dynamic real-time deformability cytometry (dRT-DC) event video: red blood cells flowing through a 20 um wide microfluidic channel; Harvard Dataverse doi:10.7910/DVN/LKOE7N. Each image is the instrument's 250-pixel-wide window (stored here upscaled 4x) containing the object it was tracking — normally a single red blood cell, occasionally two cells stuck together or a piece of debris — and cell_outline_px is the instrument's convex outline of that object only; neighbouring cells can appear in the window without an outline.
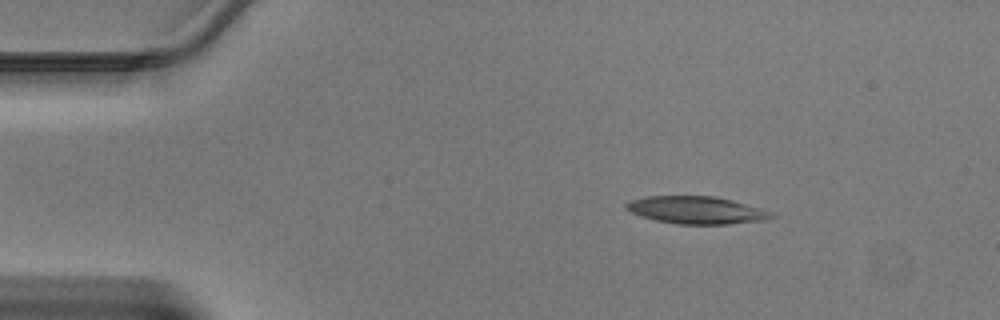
{"species": "Egyptian fruit bat (a non-hibernating species)", "species_latin": "Rousettus aegyptiacus", "temperature_condition": "warm", "stored_images_in_passage": 44, "camera_frame_rate_fps": 3000, "um_per_image_px": 0.085, "animal": {"sex": "male"}, "frame": {"image": 1, "passage_image": 6, "time_ms": 1.667, "image_size_px": [1000, 320], "cell_outline_px": [[776, 216], [768, 220], [728, 224], [680, 224], [656, 220], [640, 216], [624, 208], [624, 204], [632, 200], [648, 196], [716, 196], [732, 200], [760, 208], [772, 212]], "centroid_in_image_um": [59.22, 17.86], "position_along_channel_um": 25.8, "area_um2": 23.24}}
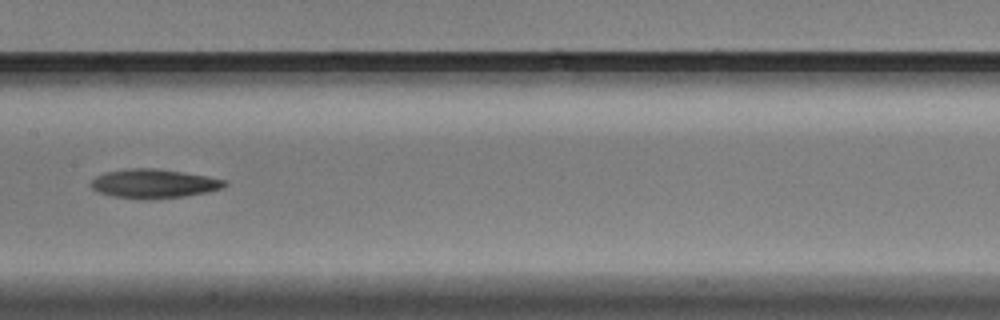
{"frame": {"image": 2, "passage_image": 22, "time_ms": 7.0, "image_size_px": [1000, 320], "cell_outline_px": [[228, 184], [220, 188], [208, 192], [184, 196], [148, 200], [140, 200], [112, 196], [96, 192], [88, 184], [96, 176], [104, 172], [128, 168], [156, 168], [184, 172], [208, 176], [228, 180]], "centroid_in_image_um": [13.04, 15.61], "position_along_channel_um": 194.4, "area_um2": 23.06}}
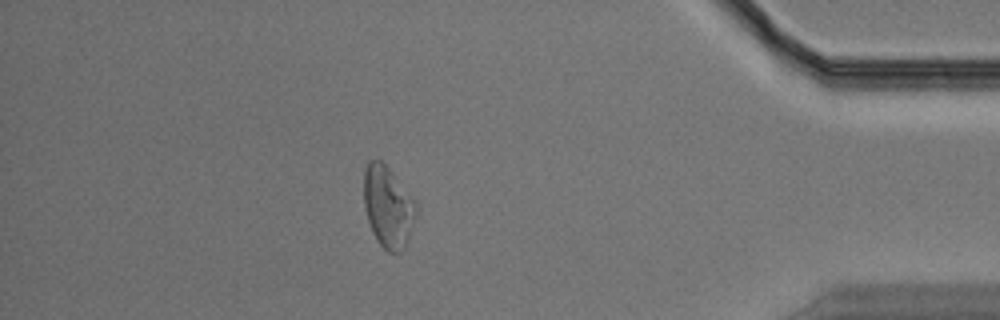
{"frame": {"image": 3, "passage_image": 39, "time_ms": 12.667, "image_size_px": [1000, 320], "cell_outline_px": [[416, 216], [408, 236], [400, 252], [388, 252], [376, 240], [372, 232], [368, 220], [364, 204], [364, 168], [368, 160], [380, 160], [388, 168], [416, 200]], "centroid_in_image_um": [32.96, 17.55], "position_along_channel_um": 402.2, "area_um2": 24.51}}